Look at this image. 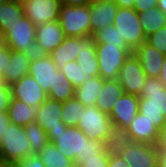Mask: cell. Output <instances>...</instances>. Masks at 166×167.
Wrapping results in <instances>:
<instances>
[{
  "label": "cell",
  "instance_id": "25",
  "mask_svg": "<svg viewBox=\"0 0 166 167\" xmlns=\"http://www.w3.org/2000/svg\"><path fill=\"white\" fill-rule=\"evenodd\" d=\"M104 79L102 77L93 76L82 85L75 88L74 97L84 106H95Z\"/></svg>",
  "mask_w": 166,
  "mask_h": 167
},
{
  "label": "cell",
  "instance_id": "8",
  "mask_svg": "<svg viewBox=\"0 0 166 167\" xmlns=\"http://www.w3.org/2000/svg\"><path fill=\"white\" fill-rule=\"evenodd\" d=\"M3 33L6 47L17 52L35 53L36 26L26 16L14 26L7 27Z\"/></svg>",
  "mask_w": 166,
  "mask_h": 167
},
{
  "label": "cell",
  "instance_id": "37",
  "mask_svg": "<svg viewBox=\"0 0 166 167\" xmlns=\"http://www.w3.org/2000/svg\"><path fill=\"white\" fill-rule=\"evenodd\" d=\"M15 167H46L38 154H30L27 158L15 162Z\"/></svg>",
  "mask_w": 166,
  "mask_h": 167
},
{
  "label": "cell",
  "instance_id": "11",
  "mask_svg": "<svg viewBox=\"0 0 166 167\" xmlns=\"http://www.w3.org/2000/svg\"><path fill=\"white\" fill-rule=\"evenodd\" d=\"M146 80L147 76L141 67V63L138 58L131 53L121 67L117 81L122 86L124 93L139 96Z\"/></svg>",
  "mask_w": 166,
  "mask_h": 167
},
{
  "label": "cell",
  "instance_id": "30",
  "mask_svg": "<svg viewBox=\"0 0 166 167\" xmlns=\"http://www.w3.org/2000/svg\"><path fill=\"white\" fill-rule=\"evenodd\" d=\"M92 35L95 44L108 43L109 45H116L117 47H128L113 24L97 30Z\"/></svg>",
  "mask_w": 166,
  "mask_h": 167
},
{
  "label": "cell",
  "instance_id": "17",
  "mask_svg": "<svg viewBox=\"0 0 166 167\" xmlns=\"http://www.w3.org/2000/svg\"><path fill=\"white\" fill-rule=\"evenodd\" d=\"M57 65L50 55L37 54L31 60L29 75H31L41 88L48 94L49 88H53L56 81Z\"/></svg>",
  "mask_w": 166,
  "mask_h": 167
},
{
  "label": "cell",
  "instance_id": "3",
  "mask_svg": "<svg viewBox=\"0 0 166 167\" xmlns=\"http://www.w3.org/2000/svg\"><path fill=\"white\" fill-rule=\"evenodd\" d=\"M112 148L129 167H157L158 145L134 142L118 137Z\"/></svg>",
  "mask_w": 166,
  "mask_h": 167
},
{
  "label": "cell",
  "instance_id": "12",
  "mask_svg": "<svg viewBox=\"0 0 166 167\" xmlns=\"http://www.w3.org/2000/svg\"><path fill=\"white\" fill-rule=\"evenodd\" d=\"M24 16L35 26L59 20L60 0H21Z\"/></svg>",
  "mask_w": 166,
  "mask_h": 167
},
{
  "label": "cell",
  "instance_id": "49",
  "mask_svg": "<svg viewBox=\"0 0 166 167\" xmlns=\"http://www.w3.org/2000/svg\"><path fill=\"white\" fill-rule=\"evenodd\" d=\"M0 167H15V163L0 160Z\"/></svg>",
  "mask_w": 166,
  "mask_h": 167
},
{
  "label": "cell",
  "instance_id": "50",
  "mask_svg": "<svg viewBox=\"0 0 166 167\" xmlns=\"http://www.w3.org/2000/svg\"><path fill=\"white\" fill-rule=\"evenodd\" d=\"M166 141V123L164 128L161 130V145Z\"/></svg>",
  "mask_w": 166,
  "mask_h": 167
},
{
  "label": "cell",
  "instance_id": "29",
  "mask_svg": "<svg viewBox=\"0 0 166 167\" xmlns=\"http://www.w3.org/2000/svg\"><path fill=\"white\" fill-rule=\"evenodd\" d=\"M38 155L46 167H68L73 163L52 142L44 146Z\"/></svg>",
  "mask_w": 166,
  "mask_h": 167
},
{
  "label": "cell",
  "instance_id": "41",
  "mask_svg": "<svg viewBox=\"0 0 166 167\" xmlns=\"http://www.w3.org/2000/svg\"><path fill=\"white\" fill-rule=\"evenodd\" d=\"M11 57V49L9 47H5L0 51V76H3L4 70L10 63Z\"/></svg>",
  "mask_w": 166,
  "mask_h": 167
},
{
  "label": "cell",
  "instance_id": "19",
  "mask_svg": "<svg viewBox=\"0 0 166 167\" xmlns=\"http://www.w3.org/2000/svg\"><path fill=\"white\" fill-rule=\"evenodd\" d=\"M33 56L34 53L17 52L11 49L10 63L1 77L2 82L10 85L27 75Z\"/></svg>",
  "mask_w": 166,
  "mask_h": 167
},
{
  "label": "cell",
  "instance_id": "9",
  "mask_svg": "<svg viewBox=\"0 0 166 167\" xmlns=\"http://www.w3.org/2000/svg\"><path fill=\"white\" fill-rule=\"evenodd\" d=\"M49 142L62 152L72 162L77 156L83 155L85 142L89 140L86 134L77 126H68L59 133H47Z\"/></svg>",
  "mask_w": 166,
  "mask_h": 167
},
{
  "label": "cell",
  "instance_id": "48",
  "mask_svg": "<svg viewBox=\"0 0 166 167\" xmlns=\"http://www.w3.org/2000/svg\"><path fill=\"white\" fill-rule=\"evenodd\" d=\"M157 7L166 14V0H158Z\"/></svg>",
  "mask_w": 166,
  "mask_h": 167
},
{
  "label": "cell",
  "instance_id": "36",
  "mask_svg": "<svg viewBox=\"0 0 166 167\" xmlns=\"http://www.w3.org/2000/svg\"><path fill=\"white\" fill-rule=\"evenodd\" d=\"M109 162V147L97 158L84 159L78 166L79 167H108Z\"/></svg>",
  "mask_w": 166,
  "mask_h": 167
},
{
  "label": "cell",
  "instance_id": "40",
  "mask_svg": "<svg viewBox=\"0 0 166 167\" xmlns=\"http://www.w3.org/2000/svg\"><path fill=\"white\" fill-rule=\"evenodd\" d=\"M158 0H135L134 10L138 13L157 7Z\"/></svg>",
  "mask_w": 166,
  "mask_h": 167
},
{
  "label": "cell",
  "instance_id": "26",
  "mask_svg": "<svg viewBox=\"0 0 166 167\" xmlns=\"http://www.w3.org/2000/svg\"><path fill=\"white\" fill-rule=\"evenodd\" d=\"M24 16L21 0H6L0 7V31L4 32L7 27L14 26Z\"/></svg>",
  "mask_w": 166,
  "mask_h": 167
},
{
  "label": "cell",
  "instance_id": "53",
  "mask_svg": "<svg viewBox=\"0 0 166 167\" xmlns=\"http://www.w3.org/2000/svg\"><path fill=\"white\" fill-rule=\"evenodd\" d=\"M5 0H0V7L4 3Z\"/></svg>",
  "mask_w": 166,
  "mask_h": 167
},
{
  "label": "cell",
  "instance_id": "31",
  "mask_svg": "<svg viewBox=\"0 0 166 167\" xmlns=\"http://www.w3.org/2000/svg\"><path fill=\"white\" fill-rule=\"evenodd\" d=\"M28 140L30 141L32 154H38L49 143L47 133L35 122L24 126Z\"/></svg>",
  "mask_w": 166,
  "mask_h": 167
},
{
  "label": "cell",
  "instance_id": "10",
  "mask_svg": "<svg viewBox=\"0 0 166 167\" xmlns=\"http://www.w3.org/2000/svg\"><path fill=\"white\" fill-rule=\"evenodd\" d=\"M139 96L124 93L110 112L115 133L120 137L139 113Z\"/></svg>",
  "mask_w": 166,
  "mask_h": 167
},
{
  "label": "cell",
  "instance_id": "39",
  "mask_svg": "<svg viewBox=\"0 0 166 167\" xmlns=\"http://www.w3.org/2000/svg\"><path fill=\"white\" fill-rule=\"evenodd\" d=\"M108 167H129L125 160L109 146V162Z\"/></svg>",
  "mask_w": 166,
  "mask_h": 167
},
{
  "label": "cell",
  "instance_id": "27",
  "mask_svg": "<svg viewBox=\"0 0 166 167\" xmlns=\"http://www.w3.org/2000/svg\"><path fill=\"white\" fill-rule=\"evenodd\" d=\"M146 37L165 26L166 14L158 7L138 13Z\"/></svg>",
  "mask_w": 166,
  "mask_h": 167
},
{
  "label": "cell",
  "instance_id": "4",
  "mask_svg": "<svg viewBox=\"0 0 166 167\" xmlns=\"http://www.w3.org/2000/svg\"><path fill=\"white\" fill-rule=\"evenodd\" d=\"M29 142L25 128L10 123L1 138L0 160L15 163L27 158L32 154Z\"/></svg>",
  "mask_w": 166,
  "mask_h": 167
},
{
  "label": "cell",
  "instance_id": "24",
  "mask_svg": "<svg viewBox=\"0 0 166 167\" xmlns=\"http://www.w3.org/2000/svg\"><path fill=\"white\" fill-rule=\"evenodd\" d=\"M7 113L11 123L24 127L35 121L37 107L11 98Z\"/></svg>",
  "mask_w": 166,
  "mask_h": 167
},
{
  "label": "cell",
  "instance_id": "47",
  "mask_svg": "<svg viewBox=\"0 0 166 167\" xmlns=\"http://www.w3.org/2000/svg\"><path fill=\"white\" fill-rule=\"evenodd\" d=\"M6 47L5 34L0 31V51Z\"/></svg>",
  "mask_w": 166,
  "mask_h": 167
},
{
  "label": "cell",
  "instance_id": "21",
  "mask_svg": "<svg viewBox=\"0 0 166 167\" xmlns=\"http://www.w3.org/2000/svg\"><path fill=\"white\" fill-rule=\"evenodd\" d=\"M81 45V52L78 53L76 62L85 72H91L92 76L99 75V64L96 54V44L93 35L78 37Z\"/></svg>",
  "mask_w": 166,
  "mask_h": 167
},
{
  "label": "cell",
  "instance_id": "18",
  "mask_svg": "<svg viewBox=\"0 0 166 167\" xmlns=\"http://www.w3.org/2000/svg\"><path fill=\"white\" fill-rule=\"evenodd\" d=\"M133 54L138 58L147 77L159 78L163 65L164 54L146 42H143L139 47H137L133 51Z\"/></svg>",
  "mask_w": 166,
  "mask_h": 167
},
{
  "label": "cell",
  "instance_id": "44",
  "mask_svg": "<svg viewBox=\"0 0 166 167\" xmlns=\"http://www.w3.org/2000/svg\"><path fill=\"white\" fill-rule=\"evenodd\" d=\"M157 167H166V148L158 145Z\"/></svg>",
  "mask_w": 166,
  "mask_h": 167
},
{
  "label": "cell",
  "instance_id": "54",
  "mask_svg": "<svg viewBox=\"0 0 166 167\" xmlns=\"http://www.w3.org/2000/svg\"><path fill=\"white\" fill-rule=\"evenodd\" d=\"M162 146H163L164 148H166V141L162 144Z\"/></svg>",
  "mask_w": 166,
  "mask_h": 167
},
{
  "label": "cell",
  "instance_id": "7",
  "mask_svg": "<svg viewBox=\"0 0 166 167\" xmlns=\"http://www.w3.org/2000/svg\"><path fill=\"white\" fill-rule=\"evenodd\" d=\"M133 53L129 47L96 44V54L99 64V76L104 80L117 79L119 71L127 58Z\"/></svg>",
  "mask_w": 166,
  "mask_h": 167
},
{
  "label": "cell",
  "instance_id": "6",
  "mask_svg": "<svg viewBox=\"0 0 166 167\" xmlns=\"http://www.w3.org/2000/svg\"><path fill=\"white\" fill-rule=\"evenodd\" d=\"M113 25L132 51L146 41L139 14L134 8L118 7Z\"/></svg>",
  "mask_w": 166,
  "mask_h": 167
},
{
  "label": "cell",
  "instance_id": "22",
  "mask_svg": "<svg viewBox=\"0 0 166 167\" xmlns=\"http://www.w3.org/2000/svg\"><path fill=\"white\" fill-rule=\"evenodd\" d=\"M123 94L124 90L117 79L104 80L95 106L102 112L110 114L115 102L118 101Z\"/></svg>",
  "mask_w": 166,
  "mask_h": 167
},
{
  "label": "cell",
  "instance_id": "43",
  "mask_svg": "<svg viewBox=\"0 0 166 167\" xmlns=\"http://www.w3.org/2000/svg\"><path fill=\"white\" fill-rule=\"evenodd\" d=\"M95 0H60L61 5L90 6Z\"/></svg>",
  "mask_w": 166,
  "mask_h": 167
},
{
  "label": "cell",
  "instance_id": "33",
  "mask_svg": "<svg viewBox=\"0 0 166 167\" xmlns=\"http://www.w3.org/2000/svg\"><path fill=\"white\" fill-rule=\"evenodd\" d=\"M60 71L75 88L93 77L91 72H85L76 61L67 62Z\"/></svg>",
  "mask_w": 166,
  "mask_h": 167
},
{
  "label": "cell",
  "instance_id": "23",
  "mask_svg": "<svg viewBox=\"0 0 166 167\" xmlns=\"http://www.w3.org/2000/svg\"><path fill=\"white\" fill-rule=\"evenodd\" d=\"M80 52L81 45L78 42V37H65L63 42L49 55L60 70L67 62L76 61Z\"/></svg>",
  "mask_w": 166,
  "mask_h": 167
},
{
  "label": "cell",
  "instance_id": "51",
  "mask_svg": "<svg viewBox=\"0 0 166 167\" xmlns=\"http://www.w3.org/2000/svg\"><path fill=\"white\" fill-rule=\"evenodd\" d=\"M68 167H79V166H78V164H76V163L73 162V163L70 164Z\"/></svg>",
  "mask_w": 166,
  "mask_h": 167
},
{
  "label": "cell",
  "instance_id": "15",
  "mask_svg": "<svg viewBox=\"0 0 166 167\" xmlns=\"http://www.w3.org/2000/svg\"><path fill=\"white\" fill-rule=\"evenodd\" d=\"M120 138L139 143L160 145L161 131L154 123L146 119L143 114L138 113Z\"/></svg>",
  "mask_w": 166,
  "mask_h": 167
},
{
  "label": "cell",
  "instance_id": "34",
  "mask_svg": "<svg viewBox=\"0 0 166 167\" xmlns=\"http://www.w3.org/2000/svg\"><path fill=\"white\" fill-rule=\"evenodd\" d=\"M109 145L98 139H89L85 142V149L83 155L77 156L74 163L80 164L84 159L97 158V156L103 153Z\"/></svg>",
  "mask_w": 166,
  "mask_h": 167
},
{
  "label": "cell",
  "instance_id": "28",
  "mask_svg": "<svg viewBox=\"0 0 166 167\" xmlns=\"http://www.w3.org/2000/svg\"><path fill=\"white\" fill-rule=\"evenodd\" d=\"M74 93L75 87L60 70H57L56 81L54 82L53 88H49L47 97L52 100L64 102L74 98Z\"/></svg>",
  "mask_w": 166,
  "mask_h": 167
},
{
  "label": "cell",
  "instance_id": "2",
  "mask_svg": "<svg viewBox=\"0 0 166 167\" xmlns=\"http://www.w3.org/2000/svg\"><path fill=\"white\" fill-rule=\"evenodd\" d=\"M89 139H98L109 146L117 140L112 121L108 113L102 112L96 106H85L81 118L76 125Z\"/></svg>",
  "mask_w": 166,
  "mask_h": 167
},
{
  "label": "cell",
  "instance_id": "38",
  "mask_svg": "<svg viewBox=\"0 0 166 167\" xmlns=\"http://www.w3.org/2000/svg\"><path fill=\"white\" fill-rule=\"evenodd\" d=\"M10 86L5 83L0 84V111H7L11 100Z\"/></svg>",
  "mask_w": 166,
  "mask_h": 167
},
{
  "label": "cell",
  "instance_id": "45",
  "mask_svg": "<svg viewBox=\"0 0 166 167\" xmlns=\"http://www.w3.org/2000/svg\"><path fill=\"white\" fill-rule=\"evenodd\" d=\"M115 3L121 8H134L135 0H115Z\"/></svg>",
  "mask_w": 166,
  "mask_h": 167
},
{
  "label": "cell",
  "instance_id": "35",
  "mask_svg": "<svg viewBox=\"0 0 166 167\" xmlns=\"http://www.w3.org/2000/svg\"><path fill=\"white\" fill-rule=\"evenodd\" d=\"M147 44L158 49L162 54H166V26L155 31L146 37Z\"/></svg>",
  "mask_w": 166,
  "mask_h": 167
},
{
  "label": "cell",
  "instance_id": "32",
  "mask_svg": "<svg viewBox=\"0 0 166 167\" xmlns=\"http://www.w3.org/2000/svg\"><path fill=\"white\" fill-rule=\"evenodd\" d=\"M85 106L75 97L63 102L62 121L67 126H76L81 118Z\"/></svg>",
  "mask_w": 166,
  "mask_h": 167
},
{
  "label": "cell",
  "instance_id": "5",
  "mask_svg": "<svg viewBox=\"0 0 166 167\" xmlns=\"http://www.w3.org/2000/svg\"><path fill=\"white\" fill-rule=\"evenodd\" d=\"M90 6L61 5L59 22L65 37H83L91 34Z\"/></svg>",
  "mask_w": 166,
  "mask_h": 167
},
{
  "label": "cell",
  "instance_id": "13",
  "mask_svg": "<svg viewBox=\"0 0 166 167\" xmlns=\"http://www.w3.org/2000/svg\"><path fill=\"white\" fill-rule=\"evenodd\" d=\"M9 86L11 97L29 106L38 108L48 98L47 93L29 74L13 82Z\"/></svg>",
  "mask_w": 166,
  "mask_h": 167
},
{
  "label": "cell",
  "instance_id": "16",
  "mask_svg": "<svg viewBox=\"0 0 166 167\" xmlns=\"http://www.w3.org/2000/svg\"><path fill=\"white\" fill-rule=\"evenodd\" d=\"M64 39V31L59 20L38 25L36 26L35 53L49 55Z\"/></svg>",
  "mask_w": 166,
  "mask_h": 167
},
{
  "label": "cell",
  "instance_id": "46",
  "mask_svg": "<svg viewBox=\"0 0 166 167\" xmlns=\"http://www.w3.org/2000/svg\"><path fill=\"white\" fill-rule=\"evenodd\" d=\"M159 80L164 84V87L166 88V54L164 55L163 65L159 76Z\"/></svg>",
  "mask_w": 166,
  "mask_h": 167
},
{
  "label": "cell",
  "instance_id": "14",
  "mask_svg": "<svg viewBox=\"0 0 166 167\" xmlns=\"http://www.w3.org/2000/svg\"><path fill=\"white\" fill-rule=\"evenodd\" d=\"M63 102L47 98L38 108L35 123L46 133H59L68 126L62 121Z\"/></svg>",
  "mask_w": 166,
  "mask_h": 167
},
{
  "label": "cell",
  "instance_id": "20",
  "mask_svg": "<svg viewBox=\"0 0 166 167\" xmlns=\"http://www.w3.org/2000/svg\"><path fill=\"white\" fill-rule=\"evenodd\" d=\"M117 11L118 5L115 2L95 0L90 5L91 35L97 30L113 24Z\"/></svg>",
  "mask_w": 166,
  "mask_h": 167
},
{
  "label": "cell",
  "instance_id": "42",
  "mask_svg": "<svg viewBox=\"0 0 166 167\" xmlns=\"http://www.w3.org/2000/svg\"><path fill=\"white\" fill-rule=\"evenodd\" d=\"M11 123L7 111H0V139L5 134L8 125Z\"/></svg>",
  "mask_w": 166,
  "mask_h": 167
},
{
  "label": "cell",
  "instance_id": "1",
  "mask_svg": "<svg viewBox=\"0 0 166 167\" xmlns=\"http://www.w3.org/2000/svg\"><path fill=\"white\" fill-rule=\"evenodd\" d=\"M139 113L161 131L166 123V88L159 78L147 77L139 94Z\"/></svg>",
  "mask_w": 166,
  "mask_h": 167
},
{
  "label": "cell",
  "instance_id": "52",
  "mask_svg": "<svg viewBox=\"0 0 166 167\" xmlns=\"http://www.w3.org/2000/svg\"><path fill=\"white\" fill-rule=\"evenodd\" d=\"M99 1H109V2H115V0H99Z\"/></svg>",
  "mask_w": 166,
  "mask_h": 167
}]
</instances>
